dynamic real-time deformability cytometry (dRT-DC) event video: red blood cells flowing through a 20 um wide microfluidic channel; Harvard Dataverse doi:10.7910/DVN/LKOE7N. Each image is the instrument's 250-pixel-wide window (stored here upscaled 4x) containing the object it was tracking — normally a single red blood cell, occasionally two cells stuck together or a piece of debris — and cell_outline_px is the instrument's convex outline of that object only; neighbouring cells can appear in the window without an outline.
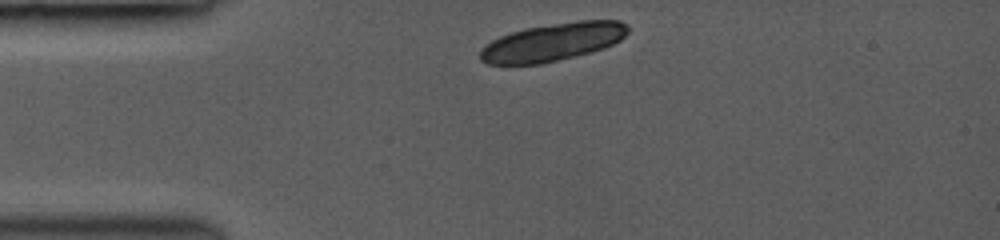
{"species": "common noctule bat (a hibernating species)", "species_latin": "Nyctalus noctula", "temperature_condition": "room temperature", "stored_images_in_passage": 2, "camera_frame_rate_fps": 3000, "um_per_image_px": 0.085, "animal": {"sex": "female", "body_mass_g": 19.0, "forearm_length_mm": 53.3}, "frame": {"image": 1, "passage_image": 1, "time_ms": 0.0, "image_size_px": [1000, 240], "cell_outline_px": [[628, 32], [620, 40], [604, 48], [540, 64], [488, 64], [480, 60], [480, 48], [492, 40], [500, 36], [524, 28], [580, 20], [620, 20], [628, 24]], "centroid_in_image_um": [46.98, 3.56], "position_along_channel_um": 38.0, "area_um2": 32.37}}